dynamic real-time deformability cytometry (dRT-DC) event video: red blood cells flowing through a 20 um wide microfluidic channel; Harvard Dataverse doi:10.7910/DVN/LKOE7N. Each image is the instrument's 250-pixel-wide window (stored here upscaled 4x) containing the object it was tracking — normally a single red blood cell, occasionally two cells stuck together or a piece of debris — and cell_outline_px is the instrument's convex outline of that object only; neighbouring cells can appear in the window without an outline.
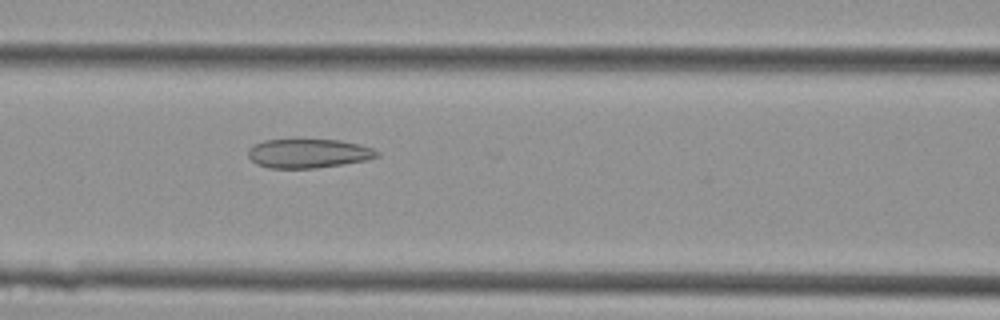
{"species": "Egyptian fruit bat (a non-hibernating species)", "species_latin": "Rousettus aegyptiacus", "temperature_condition": "cold", "stored_images_in_passage": 13, "camera_frame_rate_fps": 3000, "um_per_image_px": 0.085, "animal": {"sex": "female"}, "frame": {"image": 1, "passage_image": 9, "time_ms": 2.667, "image_size_px": [1000, 320], "cell_outline_px": [[380, 156], [364, 160], [316, 168], [268, 168], [256, 164], [248, 156], [248, 148], [264, 140], [292, 136], [296, 136], [340, 140], [360, 144], [372, 148], [380, 152]], "centroid_in_image_um": [26.17, 12.98], "position_along_channel_um": 140.4, "area_um2": 22.83}}
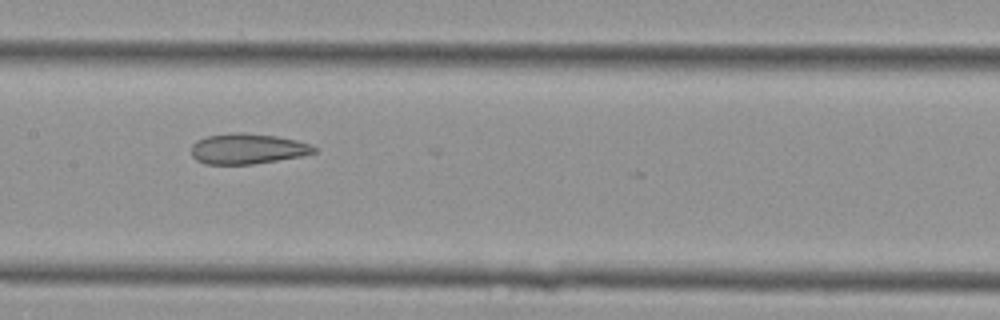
{"frame": {"image": 2, "passage_image": 12, "time_ms": 3.667, "image_size_px": [1000, 320], "cell_outline_px": [[316, 152], [304, 156], [252, 164], [204, 164], [196, 160], [192, 156], [192, 144], [196, 140], [208, 136], [236, 132], [244, 132], [276, 136], [296, 140], [312, 144], [316, 148]], "centroid_in_image_um": [21.05, 12.64], "position_along_channel_um": 186.3, "area_um2": 21.91}}